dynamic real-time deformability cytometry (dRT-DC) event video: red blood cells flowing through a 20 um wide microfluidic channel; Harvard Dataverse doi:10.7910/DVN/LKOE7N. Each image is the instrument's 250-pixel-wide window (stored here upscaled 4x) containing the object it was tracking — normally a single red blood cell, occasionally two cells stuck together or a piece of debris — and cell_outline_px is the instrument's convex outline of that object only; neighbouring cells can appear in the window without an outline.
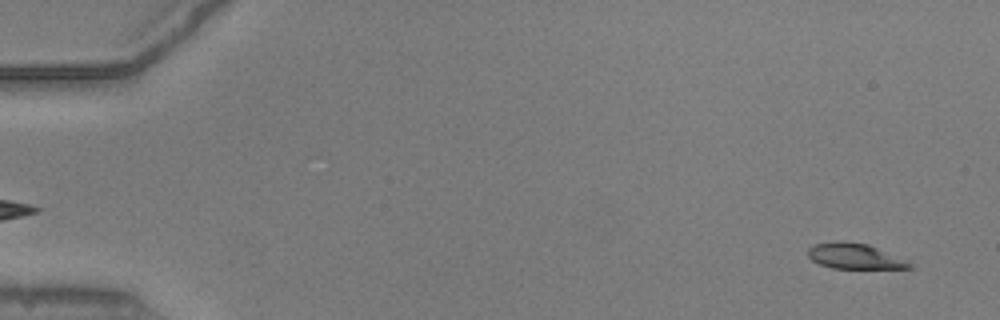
{"species": "common noctule bat (a hibernating species)", "species_latin": "Nyctalus noctula", "temperature_condition": "warm", "stored_images_in_passage": 54, "camera_frame_rate_fps": 3000, "um_per_image_px": 0.085, "animal": {"sex": "male", "body_mass_g": 20.5, "forearm_length_mm": 52.5}, "frame": {"image": 1, "passage_image": 4, "time_ms": 1.0, "image_size_px": [1000, 320], "cell_outline_px": [[916, 264], [912, 268], [832, 268], [820, 264], [812, 260], [808, 256], [808, 248], [812, 244], [868, 244]], "centroid_in_image_um": [72.71, 21.83], "position_along_channel_um": 12.3, "area_um2": 14.33}}
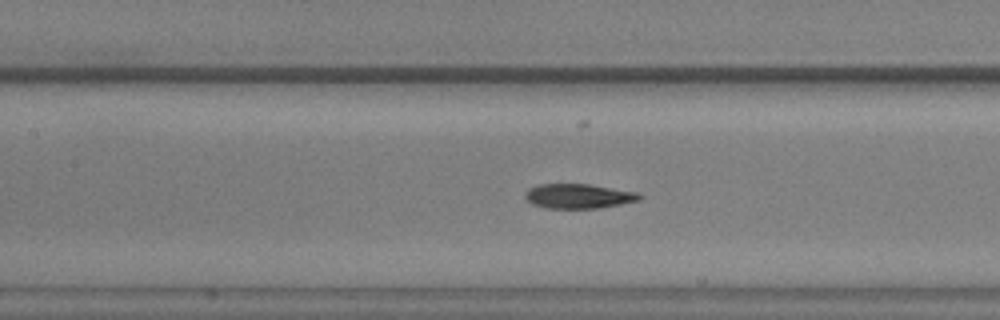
{"frame": {"image": 2, "passage_image": 26, "time_ms": 8.333, "image_size_px": [1000, 320], "cell_outline_px": [[644, 196], [640, 200], [620, 204], [596, 208], [548, 208], [532, 204], [524, 196], [528, 188], [540, 184], [588, 184], [636, 192]], "centroid_in_image_um": [49.17, 16.67], "position_along_channel_um": 158.2, "area_um2": 16.24}}
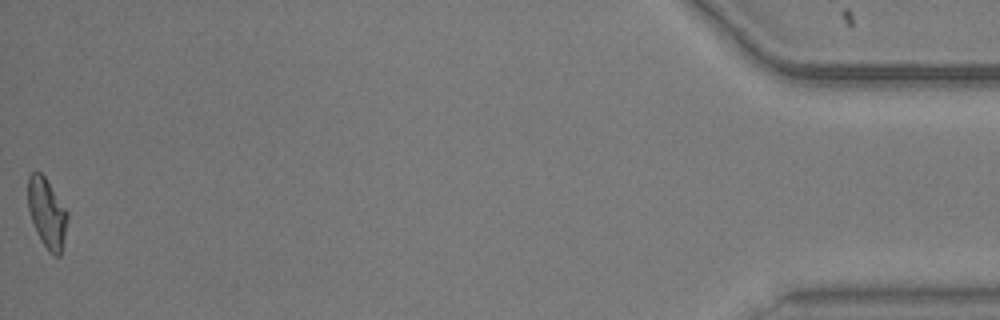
{"frame": {"image": 3, "passage_image": 54, "time_ms": 17.667, "image_size_px": [1000, 320], "cell_outline_px": [[68, 216], [60, 256], [52, 256], [48, 252], [40, 240], [36, 232], [28, 208], [28, 176], [32, 172], [40, 172], [44, 176], [68, 212]], "centroid_in_image_um": [3.98, 18.14], "position_along_channel_um": 431.2, "area_um2": 15.9}, "authors_computed_cell_mechanics": {"area_um2": 16.4441, "velocity_mm_per_s": 3.9102, "shape_relaxation_time_tau1_ms": 11.3623, "shape_relaxation_time_tau2_ms": 1.984, "deformation_change_tau1": 0.3047, "deformation_change_tau2": 0.0832}}